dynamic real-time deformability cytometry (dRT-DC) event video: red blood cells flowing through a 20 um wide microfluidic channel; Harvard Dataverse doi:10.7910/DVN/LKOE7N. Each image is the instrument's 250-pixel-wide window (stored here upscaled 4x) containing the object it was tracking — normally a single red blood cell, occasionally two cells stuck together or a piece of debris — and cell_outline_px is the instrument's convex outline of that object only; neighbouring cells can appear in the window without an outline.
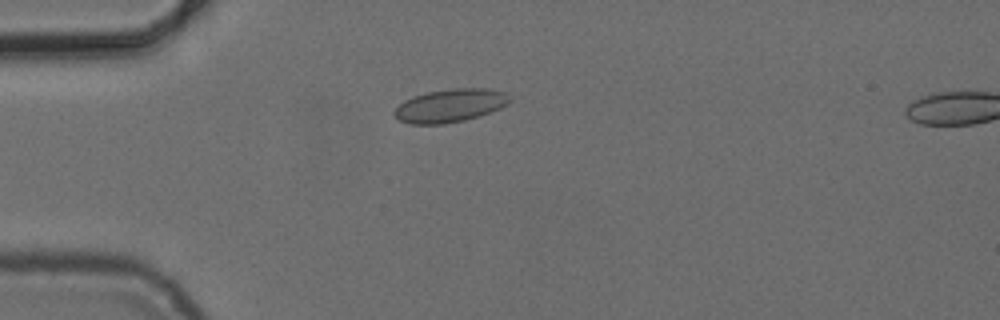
{"species": "common noctule bat (a hibernating species)", "species_latin": "Nyctalus noctula", "temperature_condition": "cold", "stored_images_in_passage": 5, "camera_frame_rate_fps": 3000, "um_per_image_px": 0.085, "animal": {"sex": "female", "body_mass_g": 24.6, "forearm_length_mm": 56.2}, "frame": {"image": 1, "passage_image": 4, "time_ms": 3.667, "image_size_px": [1000, 320], "cell_outline_px": [[512, 100], [508, 104], [500, 108], [464, 120], [440, 124], [408, 124], [392, 116], [392, 112], [404, 100], [412, 96], [428, 92], [452, 88], [488, 88], [504, 92]], "centroid_in_image_um": [38.22, 8.97], "position_along_channel_um": 46.8, "area_um2": 22.25}}